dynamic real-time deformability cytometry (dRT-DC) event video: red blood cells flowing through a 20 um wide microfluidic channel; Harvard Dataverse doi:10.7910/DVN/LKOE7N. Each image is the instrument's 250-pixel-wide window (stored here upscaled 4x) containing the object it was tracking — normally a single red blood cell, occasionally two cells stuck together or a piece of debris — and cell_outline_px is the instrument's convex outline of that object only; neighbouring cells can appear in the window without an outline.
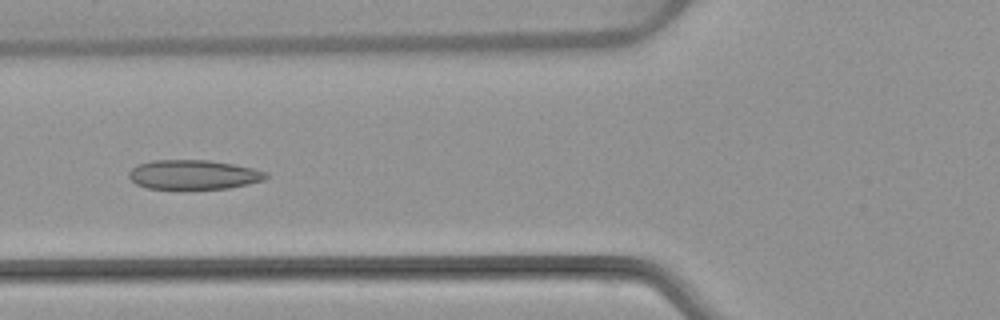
{"species": "common noctule bat (a hibernating species)", "species_latin": "Nyctalus noctula", "temperature_condition": "warm", "stored_images_in_passage": 7, "camera_frame_rate_fps": 3000, "um_per_image_px": 0.085, "animal": {"sex": "female", "body_mass_g": 22.7, "forearm_length_mm": 54.2}, "frame": {"image": 1, "passage_image": 5, "time_ms": 5.0, "image_size_px": [1000, 320], "cell_outline_px": [[268, 176], [264, 180], [248, 184], [228, 188], [148, 188], [136, 184], [128, 176], [128, 172], [136, 164], [152, 160], [212, 160], [252, 168], [264, 172]], "centroid_in_image_um": [16.41, 14.83], "position_along_channel_um": 109.4, "area_um2": 23.29}}
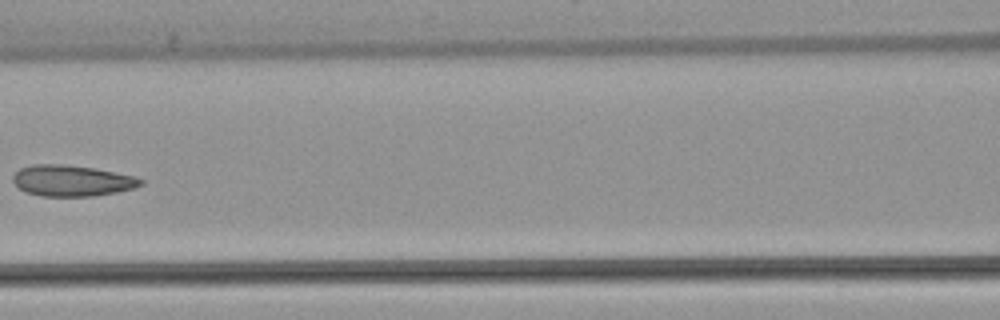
{"frame": {"image": 2, "passage_image": 6, "time_ms": 6.333, "image_size_px": [1000, 320], "cell_outline_px": [[144, 184], [132, 188], [116, 192], [92, 196], [40, 196], [24, 192], [12, 180], [12, 176], [20, 168], [32, 164], [64, 164], [96, 168], [136, 176], [144, 180]], "centroid_in_image_um": [6.11, 15.35], "position_along_channel_um": 160.5, "area_um2": 23.29}}
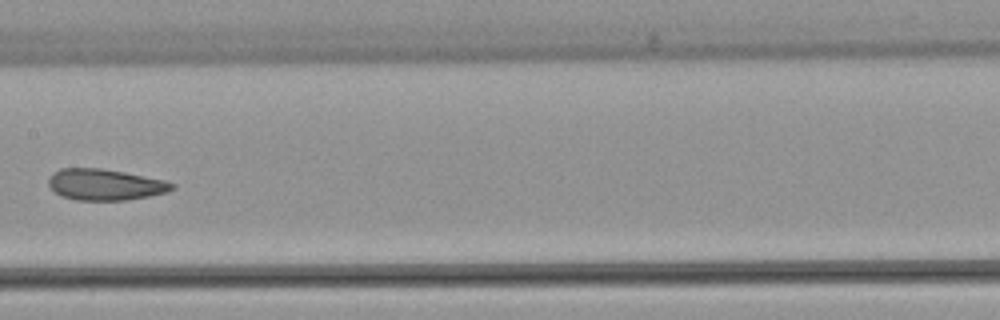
{"frame": {"image": 3, "passage_image": 7, "time_ms": 7.333, "image_size_px": [1000, 320], "cell_outline_px": [[176, 188], [168, 192], [148, 196], [124, 200], [76, 200], [60, 196], [48, 184], [48, 176], [52, 172], [60, 168], [100, 168], [124, 172], [164, 180], [176, 184]], "centroid_in_image_um": [8.92, 15.68], "position_along_channel_um": 198.5, "area_um2": 22.54}}